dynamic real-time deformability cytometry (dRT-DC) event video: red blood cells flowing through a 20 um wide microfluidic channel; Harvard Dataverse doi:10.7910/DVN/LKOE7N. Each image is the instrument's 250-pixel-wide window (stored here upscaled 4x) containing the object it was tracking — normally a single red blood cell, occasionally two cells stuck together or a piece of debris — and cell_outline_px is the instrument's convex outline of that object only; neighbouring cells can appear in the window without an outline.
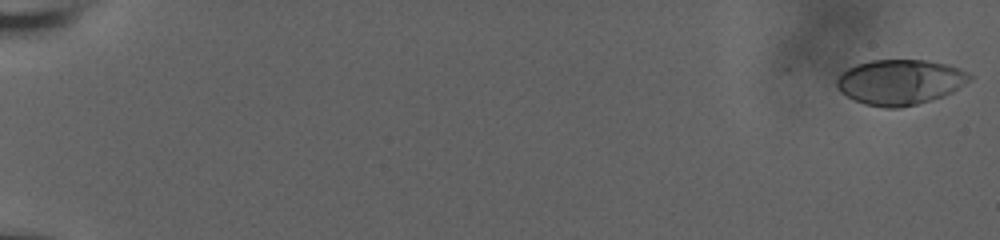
{"species": "human", "species_latin": "Homo sapiens", "temperature_condition": "room temperature", "stored_images_in_passage": 20, "camera_frame_rate_fps": 3000, "um_per_image_px": 0.085, "donor": {"sex": "male"}, "frame": {"image": 1, "passage_image": 1, "time_ms": 0.0, "image_size_px": [1000, 240], "cell_outline_px": [[972, 76], [968, 80], [952, 92], [944, 96], [916, 104], [896, 108], [884, 108], [864, 104], [840, 92], [836, 88], [836, 80], [848, 68], [856, 64], [868, 60], [928, 60], [948, 64], [960, 68], [968, 72]], "centroid_in_image_um": [76.49, 6.97], "position_along_channel_um": 8.5, "area_um2": 34.97}}
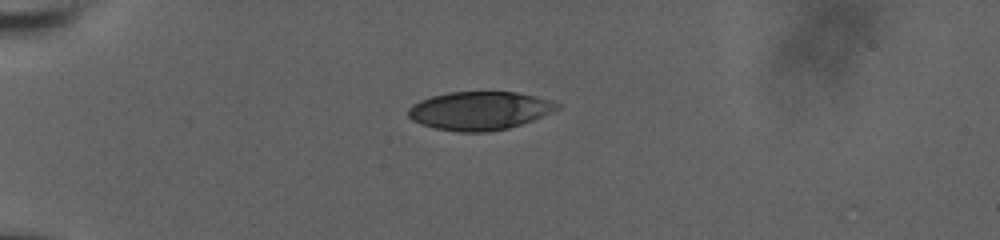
{"frame": {"image": 2, "passage_image": 15, "time_ms": 4.667, "image_size_px": [1000, 240], "cell_outline_px": [[564, 104], [560, 108], [532, 120], [508, 128], [488, 132], [460, 132], [436, 128], [420, 124], [412, 120], [408, 116], [408, 108], [412, 104], [420, 100], [432, 96], [448, 92], [516, 92], [536, 96]], "centroid_in_image_um": [40.76, 9.4], "position_along_channel_um": 44.2, "area_um2": 33.35}}
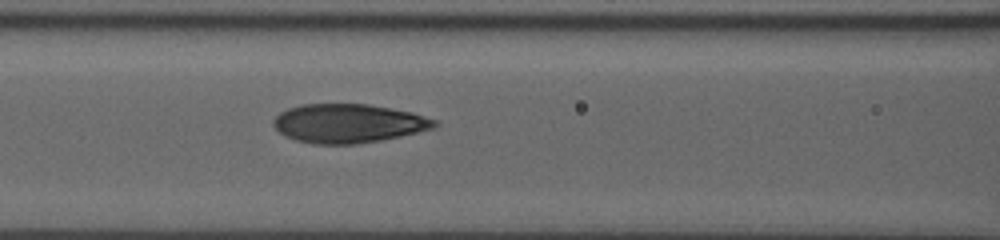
{"frame": {"image": 3, "passage_image": 20, "time_ms": 6.333, "image_size_px": [1000, 240], "cell_outline_px": [[440, 124], [432, 128], [400, 136], [380, 140], [356, 144], [316, 144], [296, 140], [284, 136], [272, 124], [272, 120], [280, 112], [288, 108], [300, 104], [368, 104], [412, 112], [436, 120]], "centroid_in_image_um": [29.58, 10.48], "position_along_channel_um": 137.0, "area_um2": 36.41}}